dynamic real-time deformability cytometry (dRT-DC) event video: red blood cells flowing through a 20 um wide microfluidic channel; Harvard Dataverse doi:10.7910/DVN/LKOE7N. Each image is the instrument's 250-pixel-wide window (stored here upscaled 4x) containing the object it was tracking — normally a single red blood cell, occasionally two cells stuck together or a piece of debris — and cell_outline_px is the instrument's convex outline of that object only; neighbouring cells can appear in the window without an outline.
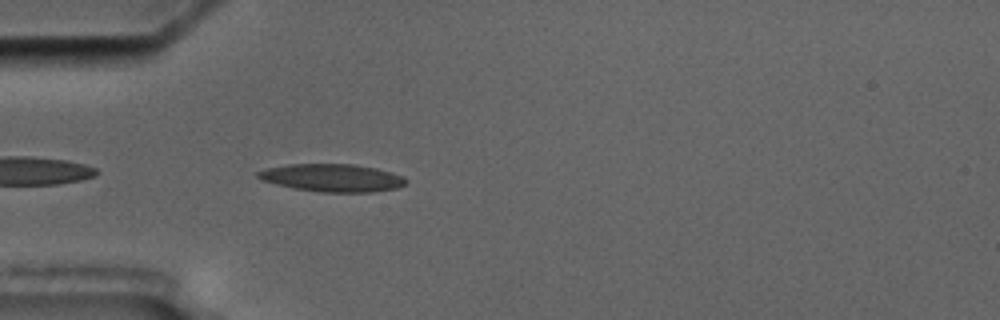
{"species": "common noctule bat (a hibernating species)", "species_latin": "Nyctalus noctula", "temperature_condition": "cold", "stored_images_in_passage": 5, "camera_frame_rate_fps": 3000, "um_per_image_px": 0.085, "animal": {"sex": "male", "body_mass_g": 17.5, "forearm_length_mm": 52.3}, "frame": {"image": 1, "passage_image": 5, "time_ms": 4.667, "image_size_px": [1000, 320], "cell_outline_px": [[408, 184], [396, 188], [372, 192], [320, 192], [296, 188], [276, 184], [264, 180], [256, 176], [256, 172], [268, 168], [288, 164], [352, 164], [376, 168], [392, 172], [404, 176], [408, 180]], "centroid_in_image_um": [28.3, 15.11], "position_along_channel_um": 56.7, "area_um2": 23.87}}